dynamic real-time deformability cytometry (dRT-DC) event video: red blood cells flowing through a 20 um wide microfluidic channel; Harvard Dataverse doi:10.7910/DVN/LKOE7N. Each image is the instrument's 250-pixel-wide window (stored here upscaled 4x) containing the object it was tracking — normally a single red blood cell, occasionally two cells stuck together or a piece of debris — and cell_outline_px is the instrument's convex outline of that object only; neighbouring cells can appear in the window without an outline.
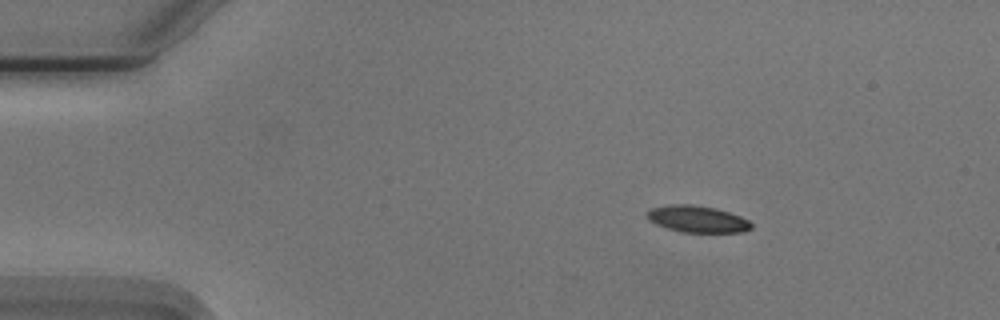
{"species": "Egyptian fruit bat (a non-hibernating species)", "species_latin": "Rousettus aegyptiacus", "temperature_condition": "cold", "stored_images_in_passage": 35, "camera_frame_rate_fps": 3000, "um_per_image_px": 0.085, "animal": {"sex": "male"}, "frame": {"image": 1, "passage_image": 1, "time_ms": 0.0, "image_size_px": [1000, 320], "cell_outline_px": [[752, 228], [744, 232], [680, 232], [656, 224], [648, 220], [648, 212], [652, 208], [668, 204], [692, 204], [716, 208], [740, 216], [748, 220], [752, 224]], "centroid_in_image_um": [59.29, 18.62], "position_along_channel_um": 25.7, "area_um2": 16.18}}
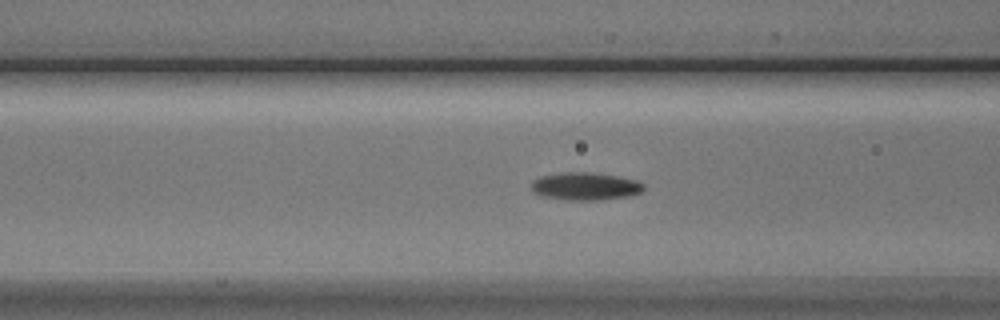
{"frame": {"image": 2, "passage_image": 14, "time_ms": 4.333, "image_size_px": [1000, 320], "cell_outline_px": [[644, 188], [640, 192], [628, 196], [596, 200], [568, 200], [540, 196], [532, 188], [532, 180], [540, 176], [560, 172], [592, 172], [616, 176], [636, 180], [644, 184]], "centroid_in_image_um": [49.72, 15.82], "position_along_channel_um": 116.9, "area_um2": 18.09}}
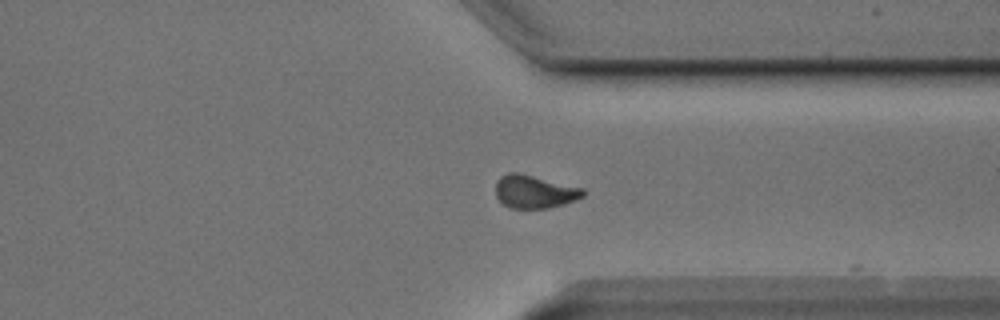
{"frame": {"image": 3, "passage_image": 34, "time_ms": 11.0, "image_size_px": [1000, 320], "cell_outline_px": [[584, 196], [576, 200], [564, 204], [548, 208], [512, 208], [504, 204], [496, 196], [496, 180], [500, 176], [508, 172], [516, 172], [584, 188]], "centroid_in_image_um": [45.43, 16.29], "position_along_channel_um": 366.0, "area_um2": 16.76}}